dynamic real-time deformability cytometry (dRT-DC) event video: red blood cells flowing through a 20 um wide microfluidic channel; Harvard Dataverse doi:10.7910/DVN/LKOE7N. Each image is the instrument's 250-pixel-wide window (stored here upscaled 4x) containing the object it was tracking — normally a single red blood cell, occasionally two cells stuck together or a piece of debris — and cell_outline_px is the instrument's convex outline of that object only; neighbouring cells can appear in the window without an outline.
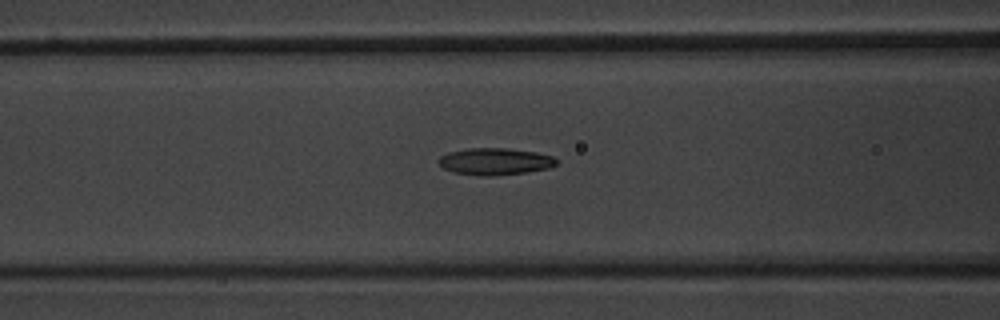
{"species": "common noctule bat (a hibernating species)", "species_latin": "Nyctalus noctula", "temperature_condition": "warm", "stored_images_in_passage": 53, "camera_frame_rate_fps": 3000, "um_per_image_px": 0.085, "animal": {"sex": "male", "body_mass_g": 20.1, "forearm_length_mm": 53.5}, "frame": {"image": 1, "passage_image": 22, "time_ms": 7.0, "image_size_px": [1000, 320], "cell_outline_px": [[556, 164], [548, 168], [524, 172], [492, 176], [484, 176], [452, 172], [444, 168], [436, 160], [440, 156], [448, 152], [468, 148], [508, 148], [536, 152], [552, 156], [556, 160]], "centroid_in_image_um": [42.03, 13.71], "position_along_channel_um": 124.6, "area_um2": 18.38}}
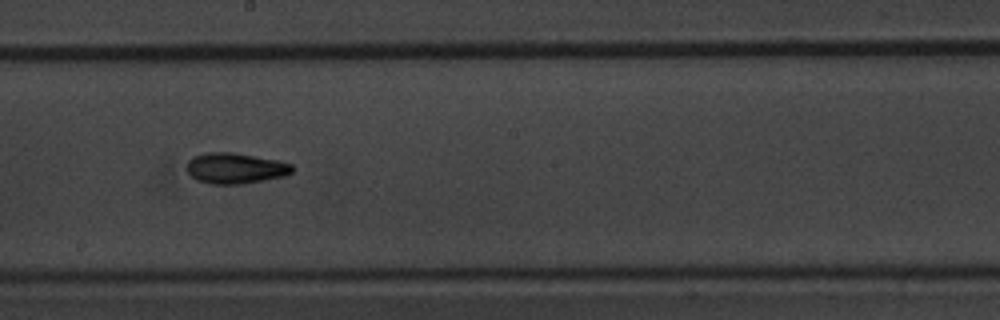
{"frame": {"image": 2, "passage_image": 30, "time_ms": 9.667, "image_size_px": [1000, 320], "cell_outline_px": [[296, 168], [292, 172], [284, 176], [264, 180], [240, 184], [208, 184], [196, 180], [188, 172], [188, 160], [192, 156], [208, 152], [232, 152], [276, 160], [292, 164]], "centroid_in_image_um": [20.0, 14.3], "position_along_channel_um": 228.2, "area_um2": 18.9}}
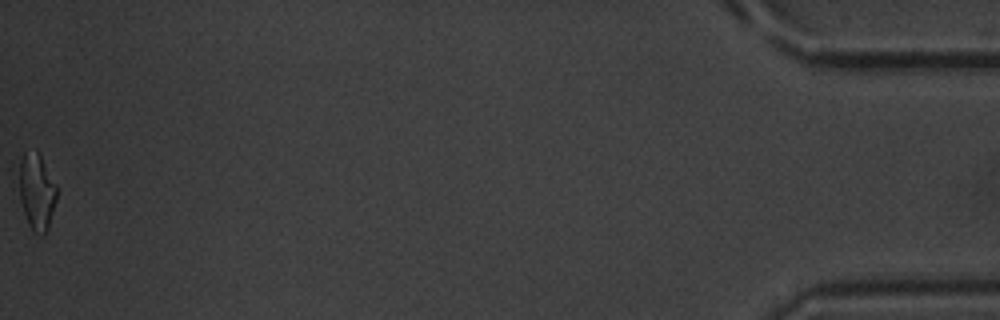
{"frame": {"image": 3, "passage_image": 53, "time_ms": 17.333, "image_size_px": [1000, 320], "cell_outline_px": [[56, 200], [48, 228], [44, 236], [40, 236], [32, 232], [28, 224], [20, 200], [20, 160], [24, 152], [36, 148], [56, 184]], "centroid_in_image_um": [3.12, 16.31], "position_along_channel_um": 432.1, "area_um2": 16.76}, "authors_computed_cell_mechanics": {"area_um2": 17.8602, "velocity_mm_per_s": 3.8805, "shape_relaxation_time_tau1_ms": 3.8993, "shape_relaxation_time_tau2_ms": 4.5678, "deformation_change_tau1": 0.154, "deformation_change_tau2": 0.1076}}